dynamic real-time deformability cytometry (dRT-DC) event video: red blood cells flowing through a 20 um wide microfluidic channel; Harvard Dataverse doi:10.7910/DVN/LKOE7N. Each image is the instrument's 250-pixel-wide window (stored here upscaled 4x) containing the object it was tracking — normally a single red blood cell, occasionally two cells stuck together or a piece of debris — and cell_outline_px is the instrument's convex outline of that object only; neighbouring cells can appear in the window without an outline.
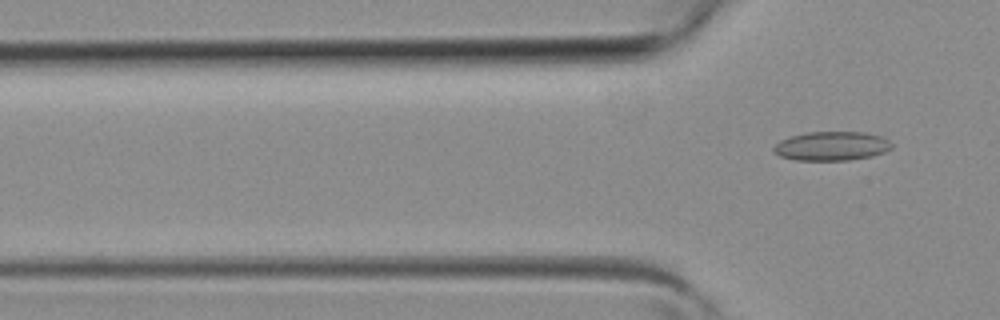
{"species": "common noctule bat (a hibernating species)", "species_latin": "Nyctalus noctula", "temperature_condition": "room temperature", "stored_images_in_passage": 2, "camera_frame_rate_fps": 3000, "um_per_image_px": 0.085, "animal": {"sex": "female", "body_mass_g": 19.3, "forearm_length_mm": 54.1}, "frame": {"image": 1, "passage_image": 2, "time_ms": 0.333, "image_size_px": [1000, 320], "cell_outline_px": [[892, 148], [884, 152], [872, 156], [848, 160], [796, 160], [780, 156], [772, 152], [772, 148], [780, 140], [792, 136], [808, 132], [864, 132], [880, 136], [888, 140], [892, 144]], "centroid_in_image_um": [70.67, 12.42], "position_along_channel_um": 55.1, "area_um2": 19.94}}